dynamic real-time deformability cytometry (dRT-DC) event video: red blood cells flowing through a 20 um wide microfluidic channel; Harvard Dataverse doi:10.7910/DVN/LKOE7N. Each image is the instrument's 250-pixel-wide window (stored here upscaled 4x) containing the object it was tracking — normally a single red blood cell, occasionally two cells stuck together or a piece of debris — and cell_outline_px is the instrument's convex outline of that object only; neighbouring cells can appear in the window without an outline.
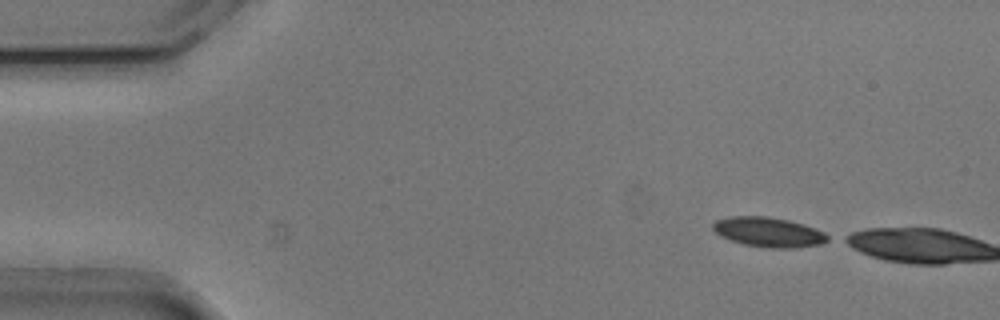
{"species": "common noctule bat (a hibernating species)", "species_latin": "Nyctalus noctula", "temperature_condition": "cold", "stored_images_in_passage": 2, "camera_frame_rate_fps": 3000, "um_per_image_px": 0.085, "animal": {"sex": "male", "body_mass_g": 20.5, "forearm_length_mm": 52.5}, "frame": {"image": 1, "passage_image": 1, "time_ms": 0.0, "image_size_px": [1000, 320], "cell_outline_px": [[832, 236], [828, 240], [820, 244], [796, 248], [768, 248], [744, 244], [720, 236], [712, 228], [712, 224], [716, 220], [728, 216], [768, 216], [788, 220], [804, 224], [816, 228]], "centroid_in_image_um": [65.35, 19.72], "position_along_channel_um": 19.6, "area_um2": 20.06}}